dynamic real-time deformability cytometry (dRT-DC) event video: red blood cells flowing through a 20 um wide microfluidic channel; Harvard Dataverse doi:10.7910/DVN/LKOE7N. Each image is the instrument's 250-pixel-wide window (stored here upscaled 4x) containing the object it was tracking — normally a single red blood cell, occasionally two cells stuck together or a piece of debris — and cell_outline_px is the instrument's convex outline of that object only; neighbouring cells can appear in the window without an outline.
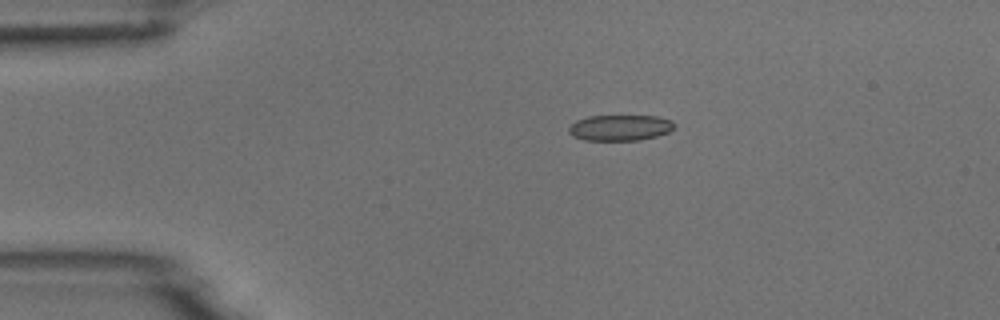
{"species": "common noctule bat (a hibernating species)", "species_latin": "Nyctalus noctula", "temperature_condition": "room temperature", "stored_images_in_passage": 5, "camera_frame_rate_fps": 3000, "um_per_image_px": 0.085, "animal": {"sex": "male", "body_mass_g": 18.8}, "frame": {"image": 1, "passage_image": 1, "time_ms": 0.0, "image_size_px": [1000, 320], "cell_outline_px": [[676, 124], [668, 132], [656, 136], [640, 140], [584, 140], [572, 136], [568, 132], [568, 128], [576, 120], [588, 116], [656, 116], [672, 120]], "centroid_in_image_um": [52.69, 10.85], "position_along_channel_um": 32.3, "area_um2": 15.9}}
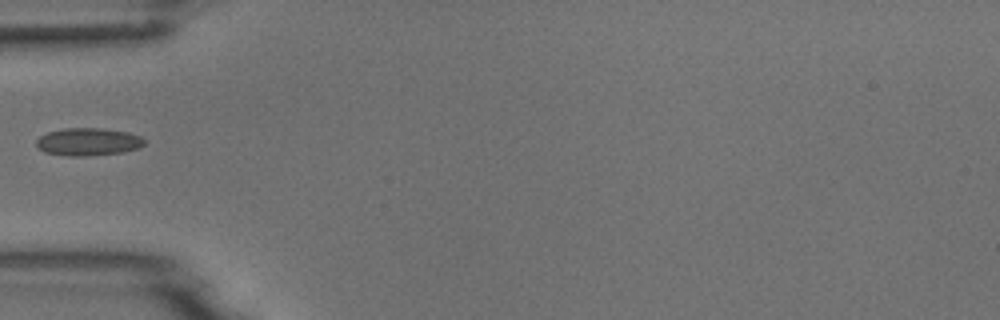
{"frame": {"image": 2, "passage_image": 3, "time_ms": 2.333, "image_size_px": [1000, 320], "cell_outline_px": [[144, 144], [140, 148], [120, 152], [84, 156], [68, 156], [44, 152], [36, 144], [36, 140], [40, 136], [48, 132], [64, 128], [100, 128], [128, 132], [140, 136], [144, 140]], "centroid_in_image_um": [7.48, 12.05], "position_along_channel_um": 77.5, "area_um2": 17.28}}